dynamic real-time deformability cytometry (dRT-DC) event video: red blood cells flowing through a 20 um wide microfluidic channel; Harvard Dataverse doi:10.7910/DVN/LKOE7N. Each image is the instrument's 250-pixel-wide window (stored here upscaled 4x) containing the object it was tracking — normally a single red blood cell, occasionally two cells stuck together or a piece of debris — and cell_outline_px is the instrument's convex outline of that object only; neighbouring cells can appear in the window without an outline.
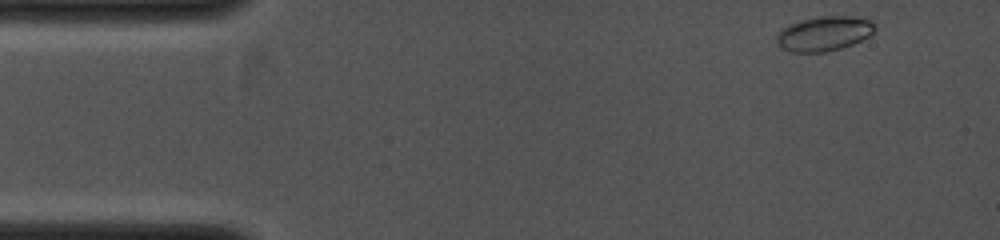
{"species": "common noctule bat (a hibernating species)", "species_latin": "Nyctalus noctula", "temperature_condition": "cold", "stored_images_in_passage": 15, "camera_frame_rate_fps": 4000, "um_per_image_px": 0.085, "animal": {"sex": "female", "body_mass_g": 19.0, "forearm_length_mm": 53.3}, "frame": {"image": 1, "passage_image": 1, "time_ms": 0.0, "image_size_px": [1000, 240], "cell_outline_px": [[876, 28], [868, 36], [852, 44], [828, 52], [792, 52], [780, 48], [776, 40], [776, 36], [784, 28], [800, 20], [816, 16], [852, 16], [872, 20], [876, 24]], "centroid_in_image_um": [70.06, 2.85], "position_along_channel_um": 14.9, "area_um2": 19.83}}
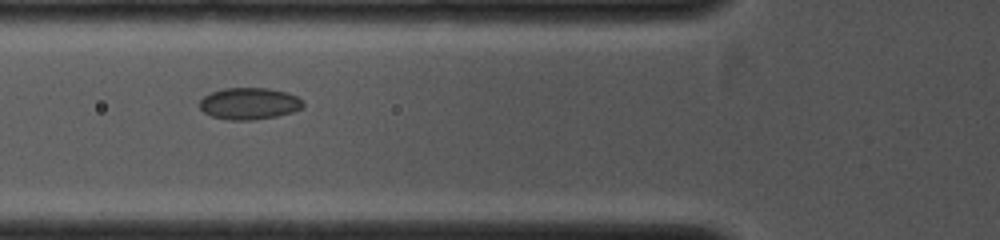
{"frame": {"image": 2, "passage_image": 11, "time_ms": 3.5, "image_size_px": [1000, 240], "cell_outline_px": [[304, 104], [300, 108], [292, 112], [276, 116], [252, 120], [228, 120], [212, 116], [204, 112], [200, 108], [200, 100], [204, 96], [212, 92], [224, 88], [268, 88], [288, 92], [304, 100]], "centroid_in_image_um": [21.2, 8.8], "position_along_channel_um": 104.6, "area_um2": 19.13}}
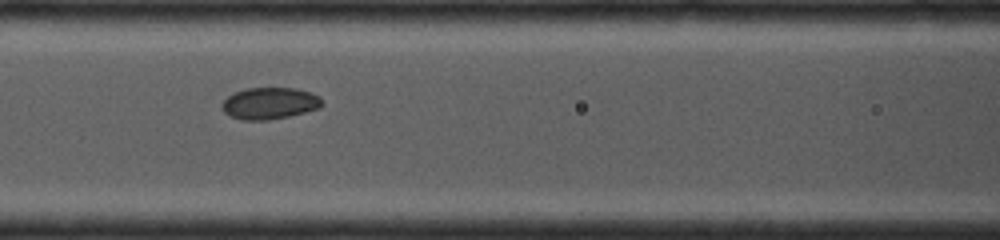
{"frame": {"image": 3, "passage_image": 13, "time_ms": 4.25, "image_size_px": [1000, 240], "cell_outline_px": [[324, 104], [320, 108], [288, 116], [268, 120], [240, 120], [224, 112], [220, 108], [220, 104], [228, 96], [244, 88], [296, 88], [312, 92], [320, 96]], "centroid_in_image_um": [22.93, 8.77], "position_along_channel_um": 143.7, "area_um2": 18.67}}